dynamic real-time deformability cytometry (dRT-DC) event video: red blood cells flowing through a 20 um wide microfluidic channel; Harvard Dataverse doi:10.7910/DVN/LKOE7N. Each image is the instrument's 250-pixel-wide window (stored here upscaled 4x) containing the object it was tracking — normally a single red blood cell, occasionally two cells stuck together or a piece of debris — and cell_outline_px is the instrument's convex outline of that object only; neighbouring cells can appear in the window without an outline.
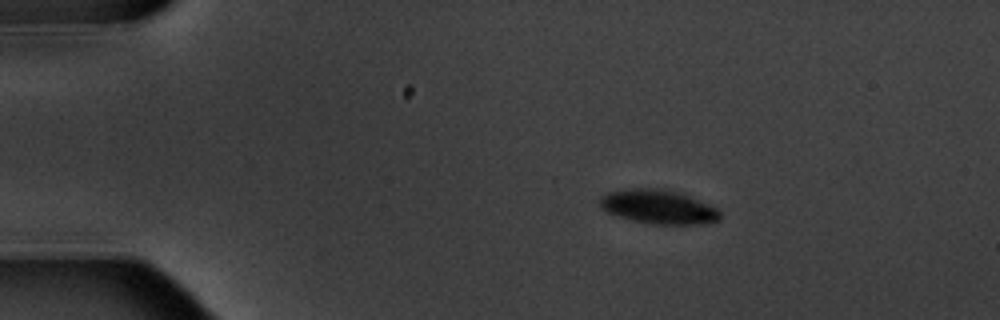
{"species": "common noctule bat (a hibernating species)", "species_latin": "Nyctalus noctula", "temperature_condition": "warm", "stored_images_in_passage": 3, "camera_frame_rate_fps": 3000, "um_per_image_px": 0.085, "animal": {"sex": "male", "body_mass_g": 20.1, "forearm_length_mm": 53.5}, "frame": {"image": 1, "passage_image": 1, "time_ms": 0.0, "image_size_px": [1000, 320], "cell_outline_px": [[720, 220], [700, 224], [652, 224], [632, 220], [608, 212], [600, 204], [600, 196], [608, 192], [636, 188], [660, 188], [676, 192], [688, 196], [716, 208], [720, 212]], "centroid_in_image_um": [55.96, 17.58], "position_along_channel_um": 29.0, "area_um2": 23.35}}